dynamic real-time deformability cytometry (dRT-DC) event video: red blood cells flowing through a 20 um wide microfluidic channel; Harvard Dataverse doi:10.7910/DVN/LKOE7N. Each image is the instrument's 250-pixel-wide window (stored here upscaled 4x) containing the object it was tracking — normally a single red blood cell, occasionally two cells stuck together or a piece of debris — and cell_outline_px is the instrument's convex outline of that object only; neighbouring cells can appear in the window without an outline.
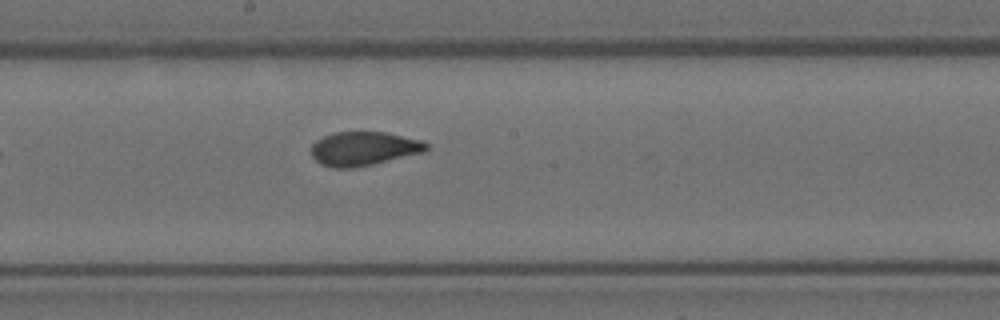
{"species": "Egyptian fruit bat (a non-hibernating species)", "species_latin": "Rousettus aegyptiacus", "temperature_condition": "room temperature", "stored_images_in_passage": 10, "camera_frame_rate_fps": 3000, "um_per_image_px": 0.085, "animal": {"sex": "female"}, "frame": {"image": 1, "passage_image": 10, "time_ms": 3.0, "image_size_px": [1000, 320], "cell_outline_px": [[428, 148], [424, 152], [372, 164], [352, 168], [336, 168], [320, 164], [312, 156], [312, 144], [316, 140], [324, 136], [336, 132], [388, 132], [420, 140], [428, 144]], "centroid_in_image_um": [30.91, 12.63], "position_along_channel_um": 217.3, "area_um2": 22.6}}